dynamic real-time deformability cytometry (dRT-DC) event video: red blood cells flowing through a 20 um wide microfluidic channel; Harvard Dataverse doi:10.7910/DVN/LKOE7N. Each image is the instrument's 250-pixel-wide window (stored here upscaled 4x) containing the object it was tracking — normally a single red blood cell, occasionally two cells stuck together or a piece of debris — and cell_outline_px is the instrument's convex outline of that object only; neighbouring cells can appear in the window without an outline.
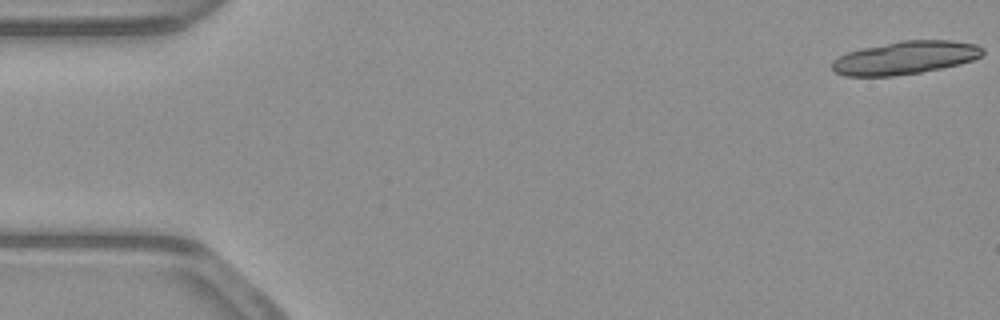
{"species": "common noctule bat (a hibernating species)", "species_latin": "Nyctalus noctula", "temperature_condition": "warm", "stored_images_in_passage": 19, "camera_frame_rate_fps": 3000, "um_per_image_px": 0.085, "animal": {"sex": "male", "body_mass_g": 23.1, "forearm_length_mm": 52.7}, "frame": {"image": 1, "passage_image": 1, "time_ms": 0.0, "image_size_px": [1000, 320], "cell_outline_px": [[984, 52], [980, 56], [972, 60], [960, 64], [920, 72], [892, 76], [848, 76], [836, 72], [832, 68], [832, 60], [848, 52], [864, 48], [900, 40], [952, 40], [976, 44], [984, 48]], "centroid_in_image_um": [76.97, 4.9], "position_along_channel_um": 8.0, "area_um2": 28.84}}